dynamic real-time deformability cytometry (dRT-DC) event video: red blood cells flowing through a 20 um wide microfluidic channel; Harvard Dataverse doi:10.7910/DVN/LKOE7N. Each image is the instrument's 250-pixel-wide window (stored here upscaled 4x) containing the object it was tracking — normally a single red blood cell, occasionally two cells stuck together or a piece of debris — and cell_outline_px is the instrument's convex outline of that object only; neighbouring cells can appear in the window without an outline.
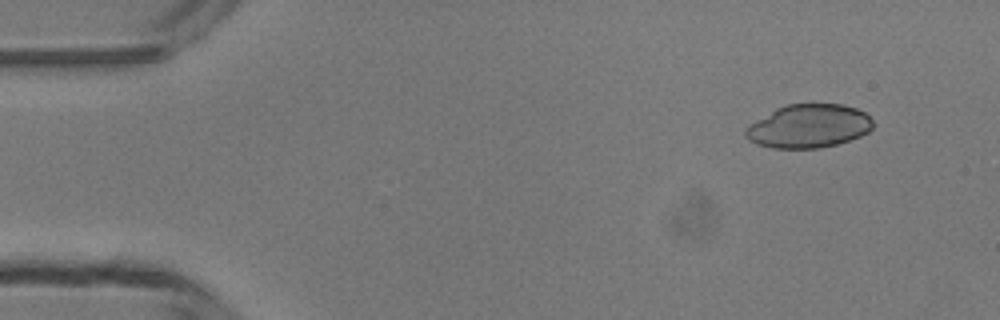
{"species": "common noctule bat (a hibernating species)", "species_latin": "Nyctalus noctula", "temperature_condition": "room temperature", "stored_images_in_passage": 45, "camera_frame_rate_fps": 3000, "um_per_image_px": 0.085, "animal": {"sex": "male", "body_mass_g": 13.3}, "frame": {"image": 1, "passage_image": 1, "time_ms": 0.0, "image_size_px": [1000, 320], "cell_outline_px": [[872, 128], [868, 132], [860, 136], [836, 144], [820, 148], [772, 148], [756, 144], [748, 140], [744, 136], [744, 128], [748, 124], [776, 108], [788, 104], [844, 104], [856, 108], [864, 112], [872, 120]], "centroid_in_image_um": [68.69, 10.72], "position_along_channel_um": 16.3, "area_um2": 32.43}}